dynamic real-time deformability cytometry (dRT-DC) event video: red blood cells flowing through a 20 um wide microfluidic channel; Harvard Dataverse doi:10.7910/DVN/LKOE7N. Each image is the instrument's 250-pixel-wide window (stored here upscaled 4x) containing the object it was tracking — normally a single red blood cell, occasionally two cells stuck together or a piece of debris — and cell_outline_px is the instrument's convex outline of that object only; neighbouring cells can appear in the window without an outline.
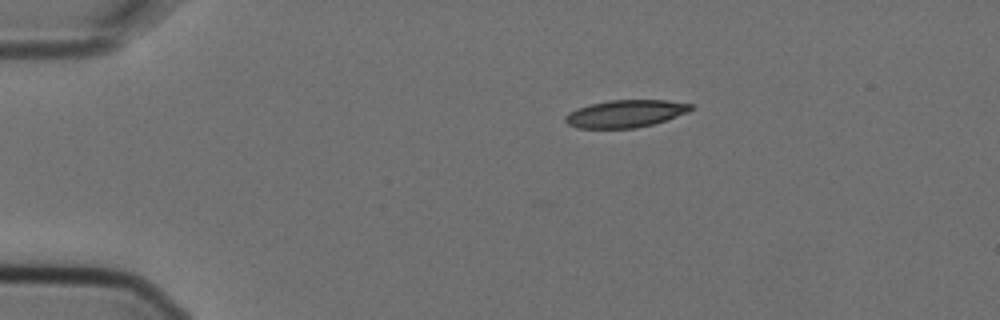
{"species": "Egyptian fruit bat (a non-hibernating species)", "species_latin": "Rousettus aegyptiacus", "temperature_condition": "cold", "stored_images_in_passage": 6, "camera_frame_rate_fps": 3000, "um_per_image_px": 0.085, "animal": {"sex": "female"}, "frame": {"image": 1, "passage_image": 1, "time_ms": 0.0, "image_size_px": [1000, 320], "cell_outline_px": [[692, 108], [688, 112], [652, 124], [636, 128], [580, 128], [568, 124], [564, 120], [564, 116], [568, 112], [576, 108], [588, 104], [608, 100], [668, 100], [692, 104]], "centroid_in_image_um": [53.11, 9.65], "position_along_channel_um": 31.9, "area_um2": 20.06}}
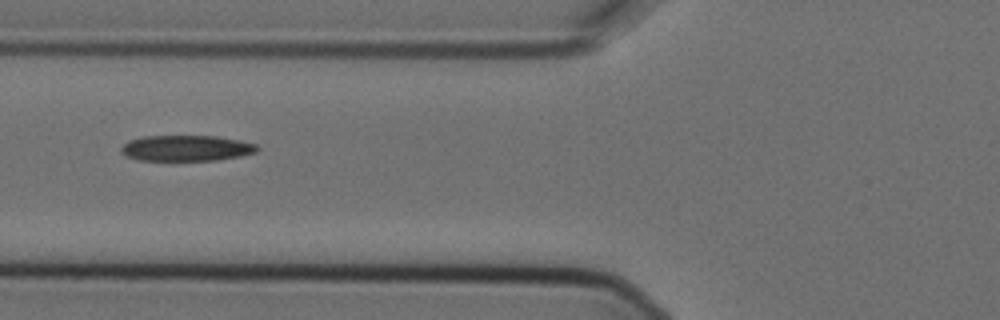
{"frame": {"image": 2, "passage_image": 4, "time_ms": 1.0, "image_size_px": [1000, 320], "cell_outline_px": [[260, 148], [256, 152], [240, 156], [216, 160], [136, 160], [124, 156], [120, 152], [120, 148], [128, 140], [144, 136], [216, 136], [240, 140], [256, 144]], "centroid_in_image_um": [15.8, 12.59], "position_along_channel_um": 110.0, "area_um2": 20.58}}
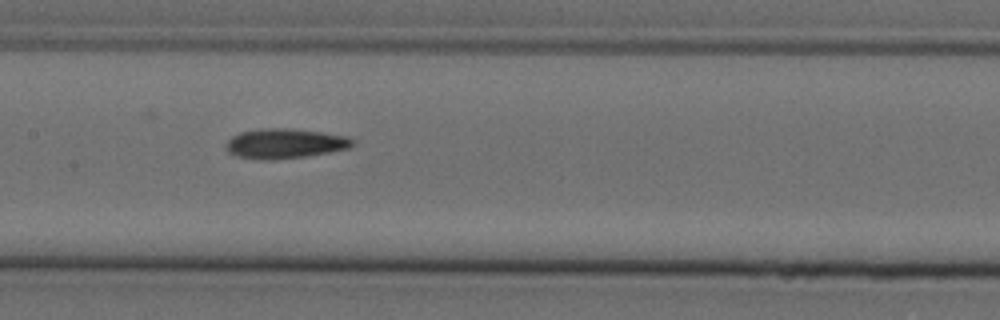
{"frame": {"image": 3, "passage_image": 6, "time_ms": 1.667, "image_size_px": [1000, 320], "cell_outline_px": [[356, 144], [348, 148], [328, 152], [304, 156], [272, 160], [260, 160], [236, 156], [228, 152], [228, 140], [232, 136], [240, 132], [260, 128], [288, 128], [320, 132], [348, 136], [356, 140]], "centroid_in_image_um": [24.24, 12.19], "position_along_channel_um": 183.2, "area_um2": 21.96}}